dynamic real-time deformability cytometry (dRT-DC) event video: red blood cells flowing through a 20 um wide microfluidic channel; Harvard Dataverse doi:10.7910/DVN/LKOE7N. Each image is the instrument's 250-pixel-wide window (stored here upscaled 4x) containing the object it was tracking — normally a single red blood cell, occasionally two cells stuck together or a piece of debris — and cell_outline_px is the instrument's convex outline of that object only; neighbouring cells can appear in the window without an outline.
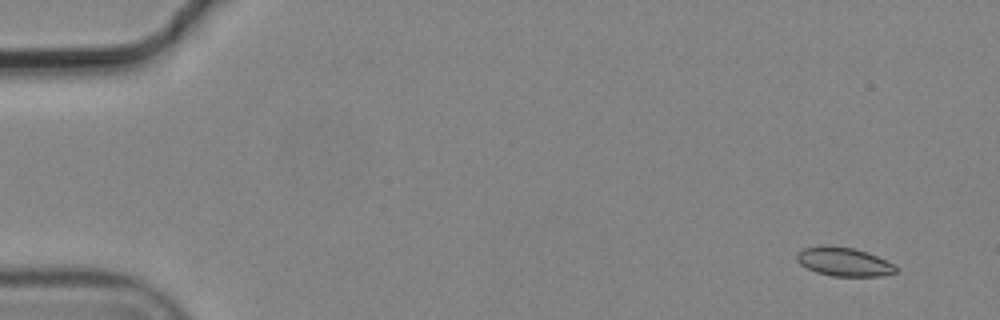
{"species": "common noctule bat (a hibernating species)", "species_latin": "Nyctalus noctula", "temperature_condition": "cold", "stored_images_in_passage": 9, "camera_frame_rate_fps": 3000, "um_per_image_px": 0.085, "animal": {"sex": "male", "body_mass_g": 19.2, "forearm_length_mm": 51.8}, "frame": {"image": 1, "passage_image": 1, "time_ms": 0.0, "image_size_px": [1000, 320], "cell_outline_px": [[896, 272], [880, 276], [832, 276], [816, 272], [800, 264], [796, 260], [796, 256], [804, 248], [852, 248], [876, 256], [892, 264], [896, 268]], "centroid_in_image_um": [71.74, 22.3], "position_along_channel_um": 13.3, "area_um2": 15.61}}
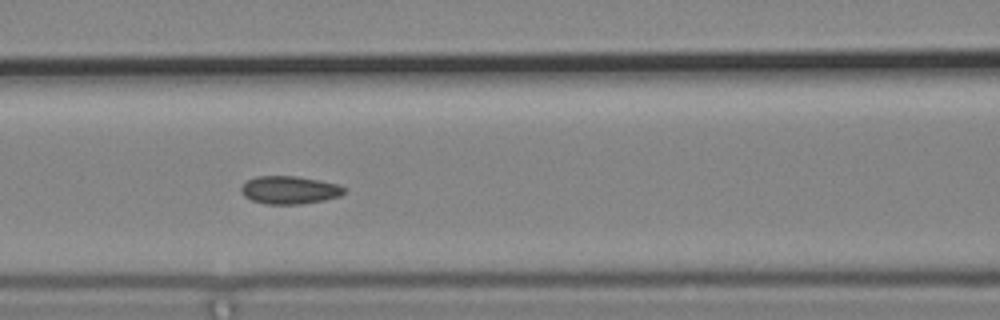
{"frame": {"image": 2, "passage_image": 7, "time_ms": 2.0, "image_size_px": [1000, 320], "cell_outline_px": [[348, 188], [340, 196], [324, 200], [300, 204], [264, 204], [252, 200], [244, 196], [240, 192], [240, 188], [248, 180], [256, 176], [296, 176], [320, 180], [336, 184]], "centroid_in_image_um": [24.61, 16.15], "position_along_channel_um": 142.0, "area_um2": 16.82}}
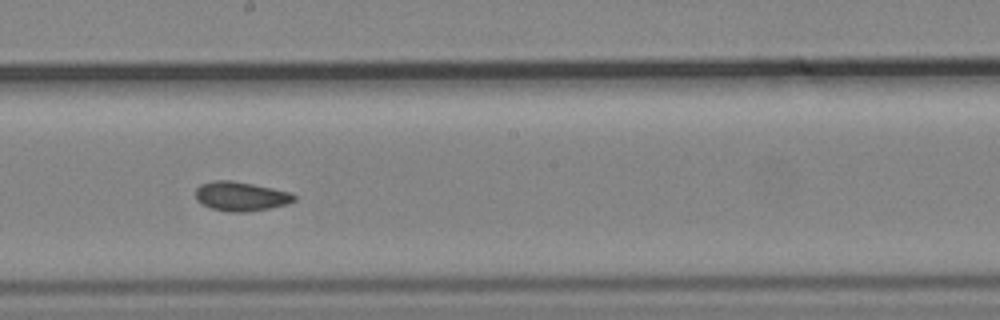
{"frame": {"image": 3, "passage_image": 9, "time_ms": 2.667, "image_size_px": [1000, 320], "cell_outline_px": [[296, 200], [288, 204], [268, 208], [244, 212], [228, 212], [212, 208], [196, 200], [196, 188], [200, 184], [212, 180], [232, 180], [292, 192], [296, 196]], "centroid_in_image_um": [20.48, 16.67], "position_along_channel_um": 227.7, "area_um2": 16.82}}